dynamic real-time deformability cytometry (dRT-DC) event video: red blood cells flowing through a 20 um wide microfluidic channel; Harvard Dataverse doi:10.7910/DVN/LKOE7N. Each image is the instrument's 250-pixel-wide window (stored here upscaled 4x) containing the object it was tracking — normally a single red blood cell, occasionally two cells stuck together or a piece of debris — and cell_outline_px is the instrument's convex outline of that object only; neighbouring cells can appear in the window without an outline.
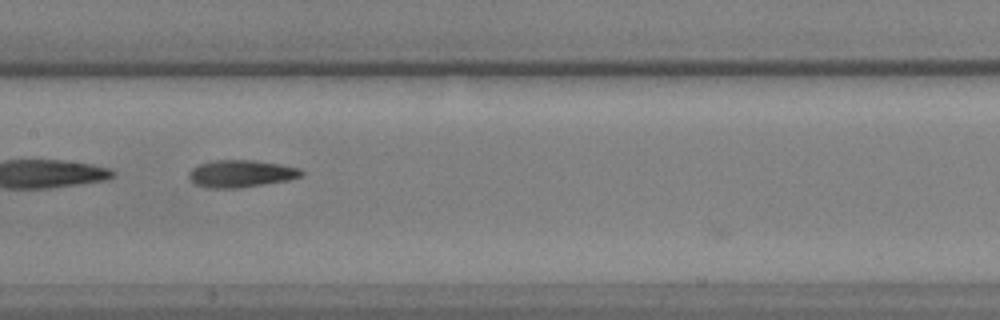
{"species": "common noctule bat (a hibernating species)", "species_latin": "Nyctalus noctula", "temperature_condition": "warm", "stored_images_in_passage": 36, "segment_of_instrument_passage": [2, 2], "camera_frame_rate_fps": 3000, "um_per_image_px": 0.085, "animal": {"sex": "male", "body_mass_g": 17.9, "forearm_length_mm": 54.2}, "frame": {"image": 1, "passage_image": 11, "time_ms": 3.333, "image_size_px": [1000, 320], "cell_outline_px": [[300, 172], [296, 176], [276, 180], [252, 184], [204, 184], [196, 180], [192, 176], [192, 172], [196, 168], [212, 164], [268, 164], [288, 168]], "centroid_in_image_um": [20.51, 14.77], "position_along_channel_um": 186.9, "area_um2": 12.6}}
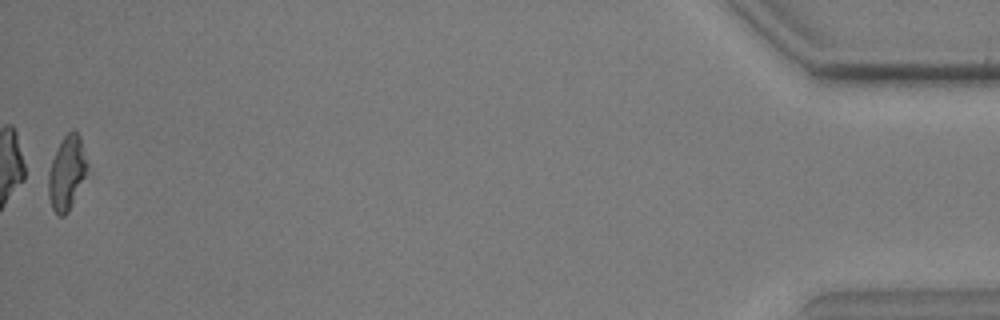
{"frame": {"image": 2, "passage_image": 36, "time_ms": 11.667, "image_size_px": [1000, 320], "cell_outline_px": [[84, 172], [68, 208], [64, 212], [56, 212], [52, 204], [52, 164], [60, 144], [68, 136], [76, 132], [84, 164]], "centroid_in_image_um": [5.66, 14.68], "position_along_channel_um": 429.5, "area_um2": 13.01}}